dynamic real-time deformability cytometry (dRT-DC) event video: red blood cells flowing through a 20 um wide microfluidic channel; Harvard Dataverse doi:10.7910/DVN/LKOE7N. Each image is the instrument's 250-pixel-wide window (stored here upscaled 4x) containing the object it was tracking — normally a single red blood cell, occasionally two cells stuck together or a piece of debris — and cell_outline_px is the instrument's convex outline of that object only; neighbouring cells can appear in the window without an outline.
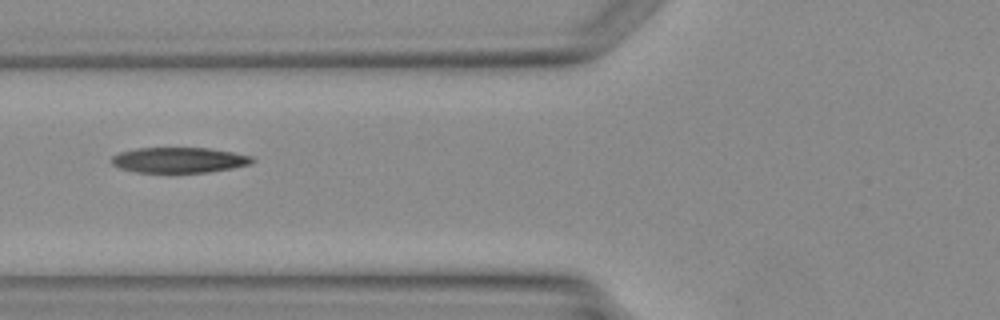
{"species": "Egyptian fruit bat (a non-hibernating species)", "species_latin": "Rousettus aegyptiacus", "temperature_condition": "warm", "stored_images_in_passage": 5, "camera_frame_rate_fps": 3000, "um_per_image_px": 0.085, "animal": {"sex": "female"}, "frame": {"image": 1, "passage_image": 5, "time_ms": 5.0, "image_size_px": [1000, 320], "cell_outline_px": [[256, 160], [252, 164], [232, 168], [208, 172], [136, 172], [120, 168], [112, 164], [112, 156], [120, 152], [136, 148], [208, 148], [232, 152], [252, 156]], "centroid_in_image_um": [15.25, 13.6], "position_along_channel_um": 110.6, "area_um2": 20.81}}